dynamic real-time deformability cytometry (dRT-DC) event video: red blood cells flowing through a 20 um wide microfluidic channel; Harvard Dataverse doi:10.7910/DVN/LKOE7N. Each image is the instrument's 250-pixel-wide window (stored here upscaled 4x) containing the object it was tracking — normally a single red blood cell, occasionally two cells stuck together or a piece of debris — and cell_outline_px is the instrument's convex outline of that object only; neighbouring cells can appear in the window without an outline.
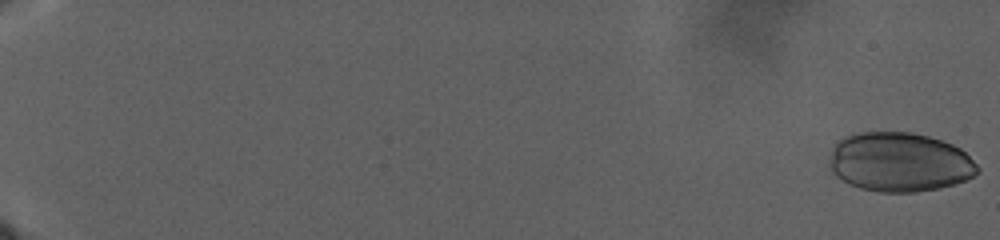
{"species": "human", "species_latin": "Homo sapiens", "temperature_condition": "warm", "stored_images_in_passage": 87, "camera_frame_rate_fps": 3000, "um_per_image_px": 0.085, "donor": {"sex": "male"}, "frame": {"image": 1, "passage_image": 1, "time_ms": 0.0, "image_size_px": [1000, 240], "cell_outline_px": [[980, 172], [964, 180], [940, 188], [916, 192], [880, 192], [860, 188], [848, 184], [836, 176], [832, 172], [828, 164], [828, 160], [832, 148], [844, 136], [856, 132], [912, 132], [928, 136], [952, 144], [960, 148], [980, 168]], "centroid_in_image_um": [76.42, 13.78], "position_along_channel_um": 8.6, "area_um2": 51.38}}
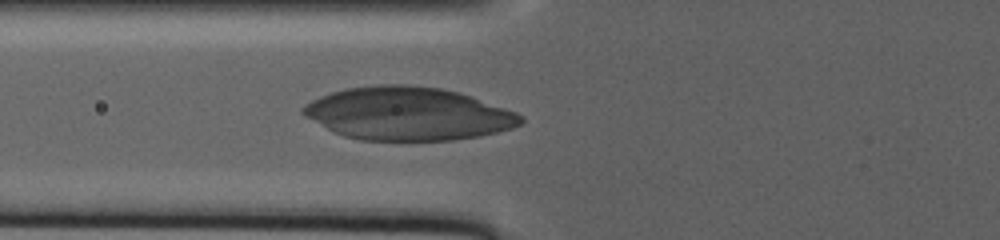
{"frame": {"image": 2, "passage_image": 42, "time_ms": 18.0, "image_size_px": [1000, 240], "cell_outline_px": [[524, 120], [520, 124], [512, 128], [480, 136], [452, 140], [360, 140], [344, 136], [332, 132], [304, 116], [300, 112], [300, 108], [304, 104], [320, 96], [344, 88], [376, 84], [408, 84], [444, 88], [460, 92], [472, 96], [516, 112], [524, 116]], "centroid_in_image_um": [34.65, 9.65], "position_along_channel_um": 91.1, "area_um2": 67.8}}
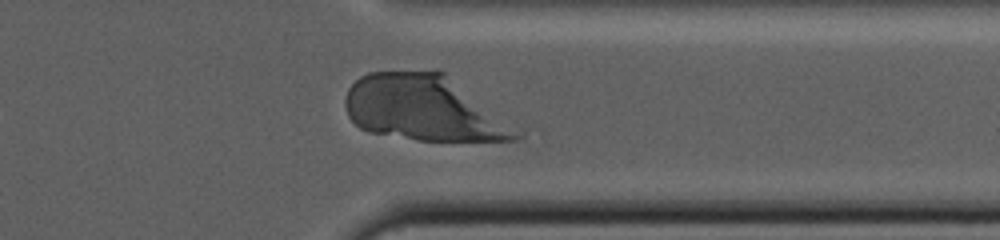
{"frame": {"image": 3, "passage_image": 75, "time_ms": 33.333, "image_size_px": [1000, 240], "cell_outline_px": [[524, 136], [516, 140], [416, 140], [368, 132], [360, 128], [348, 116], [344, 104], [344, 100], [348, 88], [360, 76], [368, 72], [436, 68], [440, 68]], "centroid_in_image_um": [35.92, 9.16], "position_along_channel_um": 375.5, "area_um2": 65.2}}